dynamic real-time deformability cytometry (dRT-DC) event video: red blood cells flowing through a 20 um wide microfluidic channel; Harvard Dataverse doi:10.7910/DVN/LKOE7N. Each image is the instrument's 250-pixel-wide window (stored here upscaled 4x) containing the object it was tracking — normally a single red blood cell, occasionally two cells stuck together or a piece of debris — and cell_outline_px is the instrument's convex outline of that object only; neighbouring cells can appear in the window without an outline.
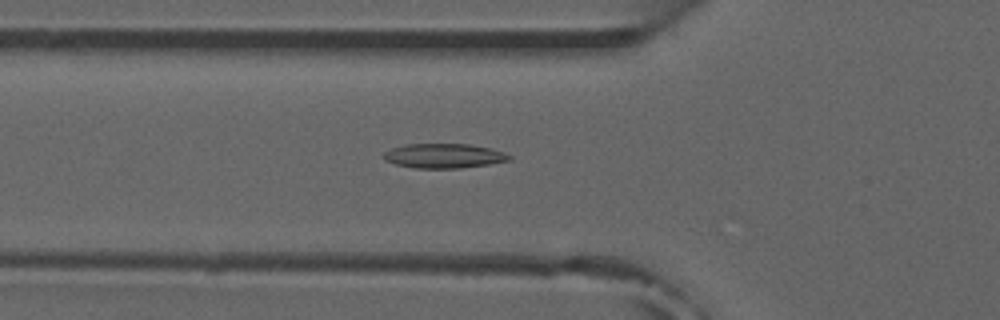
{"species": "common noctule bat (a hibernating species)", "species_latin": "Nyctalus noctula", "temperature_condition": "room temperature", "stored_images_in_passage": 10, "camera_frame_rate_fps": 3000, "um_per_image_px": 0.085, "animal": {"sex": "male", "forearm_length_mm": 52.5}, "frame": {"image": 1, "passage_image": 4, "time_ms": 1.0, "image_size_px": [1000, 320], "cell_outline_px": [[512, 160], [488, 164], [460, 168], [412, 168], [396, 164], [384, 160], [384, 152], [392, 148], [404, 144], [468, 144], [492, 148], [504, 152], [512, 156]], "centroid_in_image_um": [37.75, 13.24], "position_along_channel_um": 88.1, "area_um2": 18.03}}
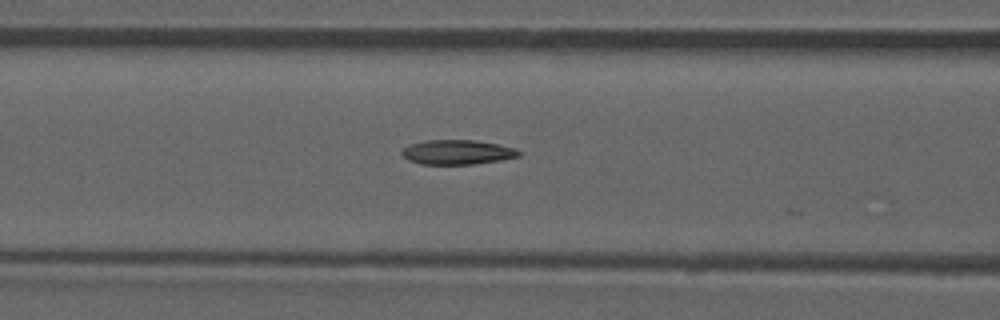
{"frame": {"image": 2, "passage_image": 7, "time_ms": 2.0, "image_size_px": [1000, 320], "cell_outline_px": [[520, 156], [500, 160], [472, 164], [420, 164], [408, 160], [400, 152], [408, 144], [428, 140], [476, 140], [516, 148], [520, 152]], "centroid_in_image_um": [38.85, 12.93], "position_along_channel_um": 127.7, "area_um2": 16.7}}